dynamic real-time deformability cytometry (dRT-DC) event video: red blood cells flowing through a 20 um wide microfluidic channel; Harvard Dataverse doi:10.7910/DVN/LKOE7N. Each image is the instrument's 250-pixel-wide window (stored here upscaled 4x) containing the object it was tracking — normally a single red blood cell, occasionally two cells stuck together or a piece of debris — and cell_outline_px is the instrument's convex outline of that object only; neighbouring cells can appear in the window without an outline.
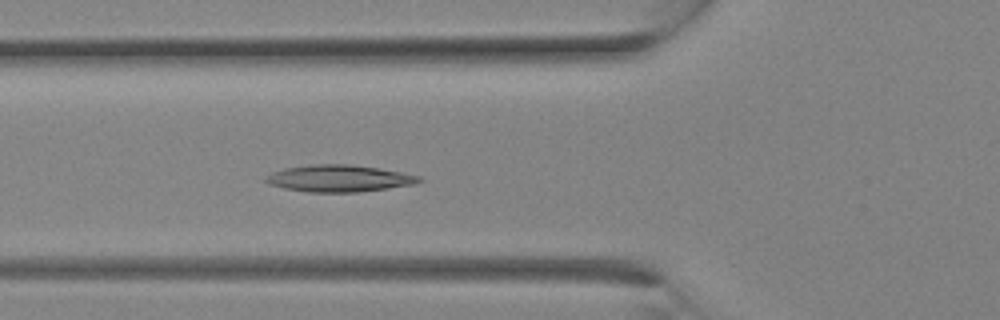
{"species": "Egyptian fruit bat (a non-hibernating species)", "species_latin": "Rousettus aegyptiacus", "temperature_condition": "room temperature", "stored_images_in_passage": 10, "camera_frame_rate_fps": 3000, "um_per_image_px": 0.085, "animal": {"sex": "female"}, "frame": {"image": 1, "passage_image": 10, "time_ms": 3.0, "image_size_px": [1000, 320], "cell_outline_px": [[424, 180], [416, 184], [388, 188], [356, 192], [308, 192], [284, 188], [268, 184], [264, 180], [272, 172], [284, 168], [312, 164], [348, 164], [380, 168], [420, 176]], "centroid_in_image_um": [28.83, 15.16], "position_along_channel_um": 97.0, "area_um2": 23.99}}